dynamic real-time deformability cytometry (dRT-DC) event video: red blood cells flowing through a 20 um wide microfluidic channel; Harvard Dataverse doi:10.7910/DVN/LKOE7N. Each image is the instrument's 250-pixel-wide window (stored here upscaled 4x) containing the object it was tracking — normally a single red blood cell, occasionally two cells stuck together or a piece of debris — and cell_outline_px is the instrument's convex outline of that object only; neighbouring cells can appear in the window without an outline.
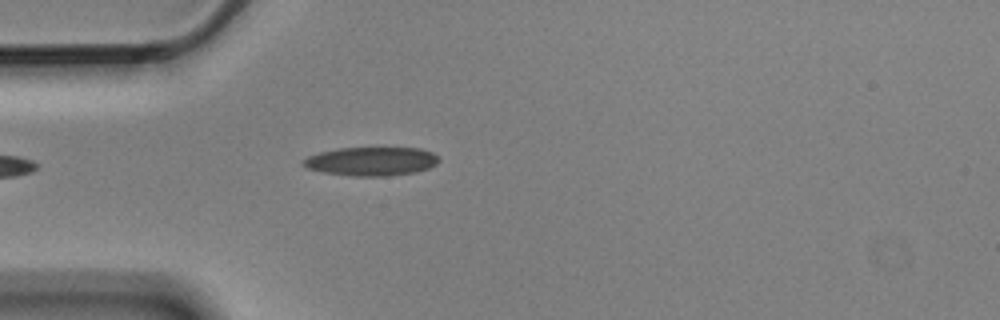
{"species": "Egyptian fruit bat (a non-hibernating species)", "species_latin": "Rousettus aegyptiacus", "temperature_condition": "cold", "stored_images_in_passage": 5, "camera_frame_rate_fps": 3000, "um_per_image_px": 0.085, "animal": {"sex": "male"}, "frame": {"image": 1, "passage_image": 5, "time_ms": 1.333, "image_size_px": [1000, 320], "cell_outline_px": [[440, 160], [436, 164], [428, 168], [416, 172], [388, 176], [352, 176], [324, 172], [308, 168], [300, 164], [300, 160], [308, 156], [320, 152], [336, 148], [420, 148], [432, 152]], "centroid_in_image_um": [31.53, 13.71], "position_along_channel_um": 53.5, "area_um2": 22.77}}